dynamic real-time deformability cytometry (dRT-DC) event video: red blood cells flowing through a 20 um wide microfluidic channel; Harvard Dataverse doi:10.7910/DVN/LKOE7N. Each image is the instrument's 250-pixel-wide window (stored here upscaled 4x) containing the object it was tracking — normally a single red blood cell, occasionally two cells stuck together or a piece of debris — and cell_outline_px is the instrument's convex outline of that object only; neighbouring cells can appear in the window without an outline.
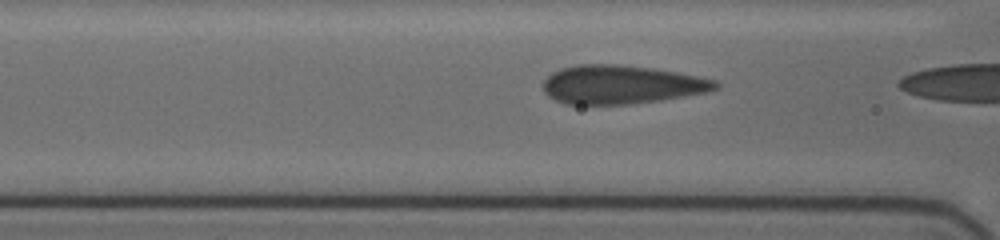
{"species": "human", "species_latin": "Homo sapiens", "temperature_condition": "cold", "stored_images_in_passage": 5, "camera_frame_rate_fps": 3000, "um_per_image_px": 0.085, "donor": {"sex": "female"}, "frame": {"image": 1, "passage_image": 4, "time_ms": 0.667, "image_size_px": [1000, 240], "cell_outline_px": [[720, 88], [704, 92], [684, 96], [660, 100], [628, 104], [564, 104], [548, 96], [544, 92], [544, 80], [552, 72], [560, 68], [576, 64], [616, 64], [652, 68], [676, 72], [716, 80], [720, 84]], "centroid_in_image_um": [52.79, 7.18], "position_along_channel_um": 113.8, "area_um2": 38.73}}